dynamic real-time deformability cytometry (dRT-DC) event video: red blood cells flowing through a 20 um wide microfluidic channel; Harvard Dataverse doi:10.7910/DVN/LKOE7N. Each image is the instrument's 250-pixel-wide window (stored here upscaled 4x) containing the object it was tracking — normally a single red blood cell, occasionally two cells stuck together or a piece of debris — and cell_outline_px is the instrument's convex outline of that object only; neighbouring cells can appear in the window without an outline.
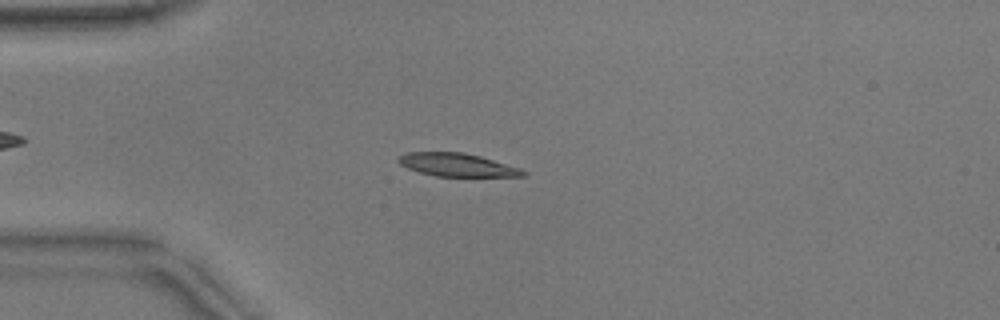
{"species": "common noctule bat (a hibernating species)", "species_latin": "Nyctalus noctula", "temperature_condition": "warm", "stored_images_in_passage": 52, "camera_frame_rate_fps": 3000, "um_per_image_px": 0.085, "animal": {"sex": "male", "body_mass_g": 17.9}, "frame": {"image": 1, "passage_image": 13, "time_ms": 4.0, "image_size_px": [1000, 320], "cell_outline_px": [[528, 172], [524, 176], [436, 176], [420, 172], [408, 168], [400, 164], [396, 160], [396, 156], [408, 152], [464, 152], [480, 156], [520, 168]], "centroid_in_image_um": [38.82, 14.0], "position_along_channel_um": 46.2, "area_um2": 16.76}}
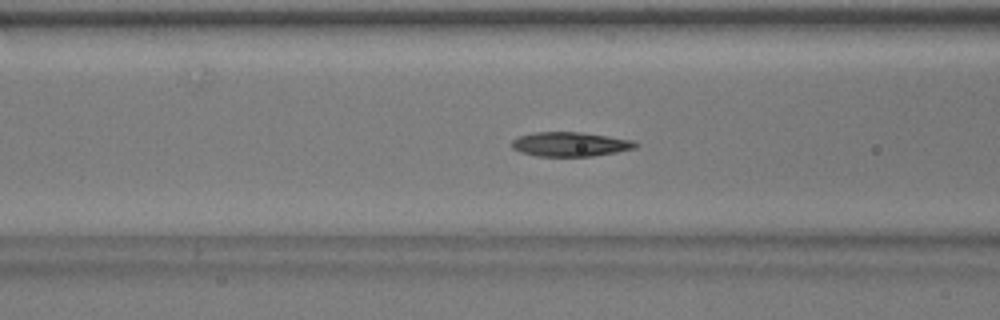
{"frame": {"image": 2, "passage_image": 20, "time_ms": 6.333, "image_size_px": [1000, 320], "cell_outline_px": [[640, 144], [636, 148], [616, 152], [592, 156], [536, 156], [520, 152], [512, 148], [512, 140], [520, 136], [532, 132], [580, 132], [636, 140]], "centroid_in_image_um": [48.5, 12.25], "position_along_channel_um": 118.1, "area_um2": 17.69}}
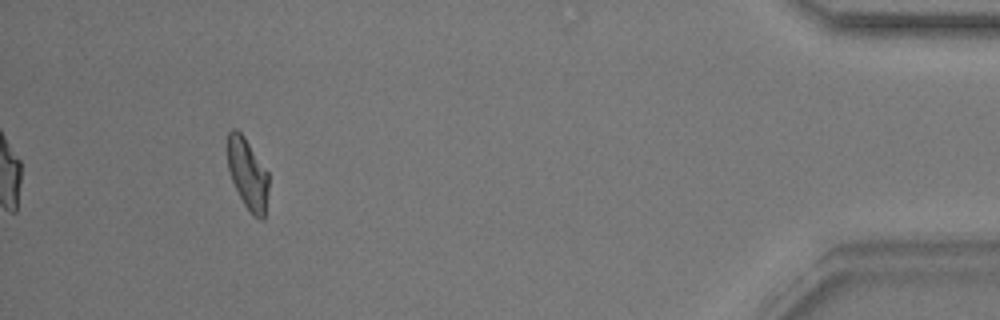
{"frame": {"image": 3, "passage_image": 48, "time_ms": 15.667, "image_size_px": [1000, 320], "cell_outline_px": [[268, 192], [264, 220], [260, 220], [252, 216], [244, 204], [232, 180], [228, 168], [228, 132], [232, 128], [236, 128], [244, 136], [268, 172]], "centroid_in_image_um": [21.06, 14.8], "position_along_channel_um": 414.1, "area_um2": 16.94}, "authors_computed_cell_mechanics": {"area_um2": 17.34, "velocity_mm_per_s": 3.8462, "shape_relaxation_time_tau1_ms": 5.8481, "shape_relaxation_time_tau2_ms": 2.3977, "deformation_change_tau1": 0.1798, "deformation_change_tau2": 0.0871}}